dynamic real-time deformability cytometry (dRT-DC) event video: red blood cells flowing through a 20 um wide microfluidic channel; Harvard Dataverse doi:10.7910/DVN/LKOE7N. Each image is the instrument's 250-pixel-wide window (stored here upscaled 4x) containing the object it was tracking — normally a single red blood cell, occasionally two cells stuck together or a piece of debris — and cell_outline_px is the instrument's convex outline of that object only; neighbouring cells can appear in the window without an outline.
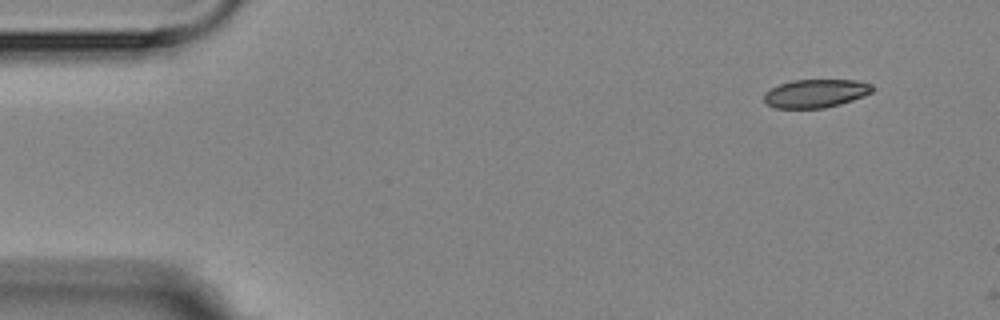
{"species": "Egyptian fruit bat (a non-hibernating species)", "species_latin": "Rousettus aegyptiacus", "temperature_condition": "room temperature", "stored_images_in_passage": 2, "camera_frame_rate_fps": 3000, "um_per_image_px": 0.085, "animal": {"sex": "female"}, "frame": {"image": 1, "passage_image": 1, "time_ms": 0.0, "image_size_px": [1000, 320], "cell_outline_px": [[872, 92], [864, 96], [840, 104], [824, 108], [776, 108], [768, 104], [764, 100], [764, 92], [780, 84], [792, 80], [856, 80], [872, 84]], "centroid_in_image_um": [69.33, 7.94], "position_along_channel_um": 15.7, "area_um2": 17.8}}